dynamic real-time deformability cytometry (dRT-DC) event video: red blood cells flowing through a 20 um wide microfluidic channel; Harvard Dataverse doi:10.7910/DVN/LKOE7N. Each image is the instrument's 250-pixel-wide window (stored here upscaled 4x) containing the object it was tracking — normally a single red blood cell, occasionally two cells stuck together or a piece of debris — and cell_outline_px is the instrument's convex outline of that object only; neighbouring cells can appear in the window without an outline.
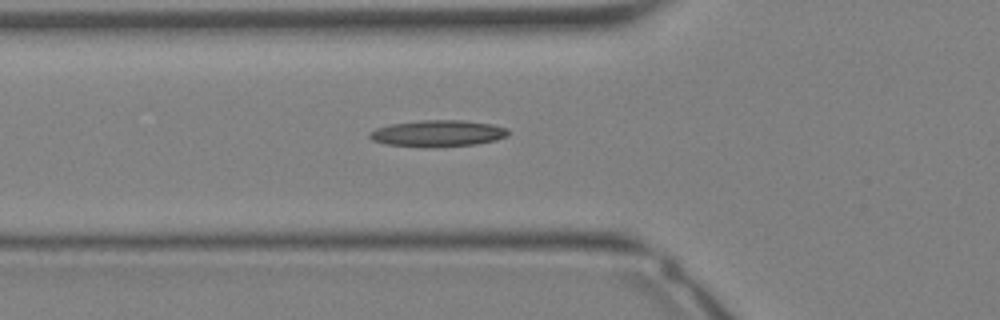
{"species": "Egyptian fruit bat (a non-hibernating species)", "species_latin": "Rousettus aegyptiacus", "temperature_condition": "warm", "stored_images_in_passage": 25, "camera_frame_rate_fps": 3000, "um_per_image_px": 0.085, "animal": {"sex": "female"}, "frame": {"image": 1, "passage_image": 4, "time_ms": 1.0, "image_size_px": [1000, 320], "cell_outline_px": [[508, 136], [496, 140], [476, 144], [432, 148], [428, 148], [384, 144], [372, 140], [368, 136], [376, 128], [392, 124], [424, 120], [460, 120], [492, 124], [508, 128]], "centroid_in_image_um": [37.23, 11.35], "position_along_channel_um": 88.6, "area_um2": 21.5}}
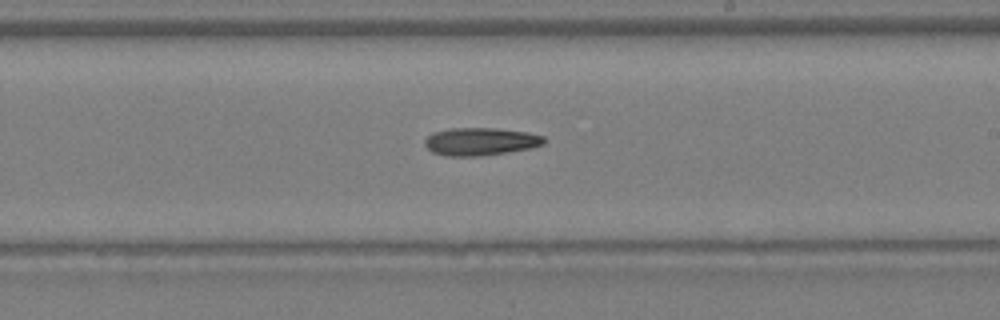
{"frame": {"image": 2, "passage_image": 12, "time_ms": 3.667, "image_size_px": [1000, 320], "cell_outline_px": [[548, 140], [544, 144], [532, 148], [508, 152], [480, 156], [448, 156], [432, 152], [424, 144], [424, 140], [432, 132], [452, 128], [492, 128], [524, 132], [544, 136]], "centroid_in_image_um": [40.85, 12.03], "position_along_channel_um": 248.2, "area_um2": 19.31}}
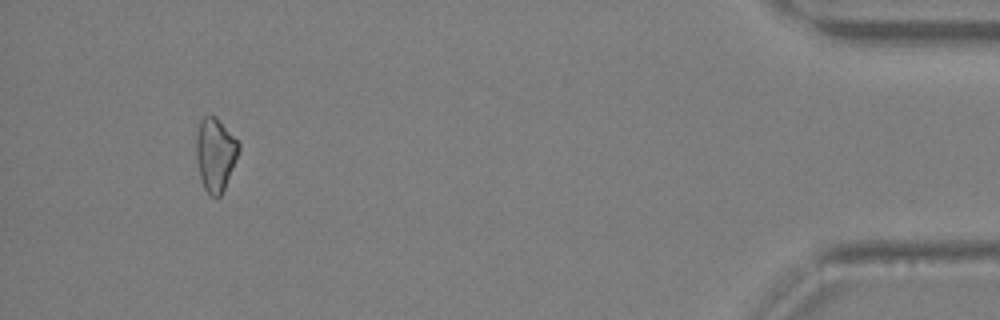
{"frame": {"image": 3, "passage_image": 24, "time_ms": 7.667, "image_size_px": [1000, 320], "cell_outline_px": [[240, 148], [224, 188], [220, 196], [212, 196], [204, 188], [200, 176], [196, 160], [196, 136], [200, 120], [204, 116], [216, 116], [240, 140]], "centroid_in_image_um": [18.31, 13.06], "position_along_channel_um": 416.9, "area_um2": 18.15}}